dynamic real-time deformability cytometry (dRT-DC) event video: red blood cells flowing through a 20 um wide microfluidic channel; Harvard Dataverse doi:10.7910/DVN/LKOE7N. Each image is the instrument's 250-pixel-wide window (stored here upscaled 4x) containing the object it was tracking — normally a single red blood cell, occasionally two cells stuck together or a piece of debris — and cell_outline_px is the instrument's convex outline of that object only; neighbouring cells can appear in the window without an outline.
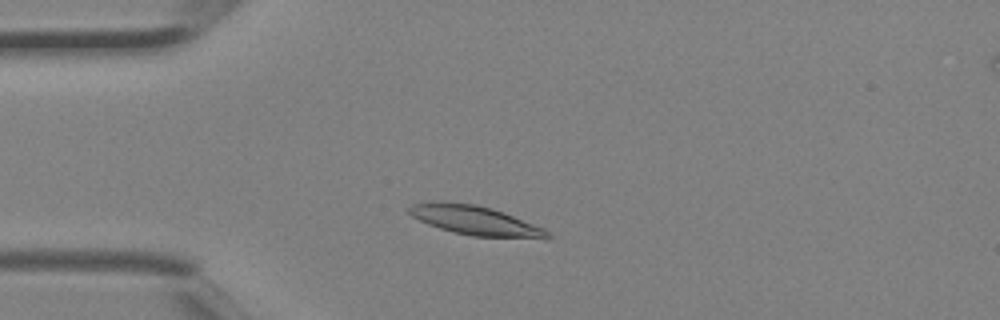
{"species": "Egyptian fruit bat (a non-hibernating species)", "species_latin": "Rousettus aegyptiacus", "temperature_condition": "room temperature", "stored_images_in_passage": 3, "segment_of_instrument_passage": [1, 2], "camera_frame_rate_fps": 3000, "um_per_image_px": 0.085, "animal": {"sex": "female"}, "frame": {"image": 1, "passage_image": 2, "time_ms": 0.333, "image_size_px": [1000, 320], "cell_outline_px": [[552, 236], [548, 240], [544, 240], [472, 236], [452, 232], [428, 224], [412, 216], [408, 212], [408, 208], [412, 204], [440, 200], [444, 200], [476, 204], [492, 208], [504, 212], [544, 228]], "centroid_in_image_um": [40.46, 18.75], "position_along_channel_um": 44.5, "area_um2": 24.28}}